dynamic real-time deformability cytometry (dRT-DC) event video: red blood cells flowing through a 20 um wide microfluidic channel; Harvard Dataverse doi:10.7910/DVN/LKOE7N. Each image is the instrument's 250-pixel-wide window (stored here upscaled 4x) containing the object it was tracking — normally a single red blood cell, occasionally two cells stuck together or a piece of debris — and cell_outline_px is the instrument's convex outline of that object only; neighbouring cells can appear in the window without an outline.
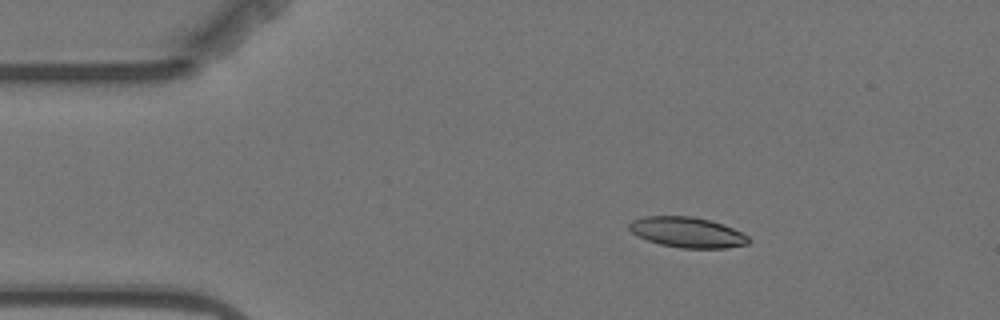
{"species": "Egyptian fruit bat (a non-hibernating species)", "species_latin": "Rousettus aegyptiacus", "temperature_condition": "warm", "stored_images_in_passage": 4, "camera_frame_rate_fps": 3000, "um_per_image_px": 0.085, "animal": {"sex": "female"}, "frame": {"image": 1, "passage_image": 2, "time_ms": 2.333, "image_size_px": [1000, 320], "cell_outline_px": [[752, 240], [748, 244], [728, 248], [680, 248], [660, 244], [636, 236], [628, 228], [628, 224], [632, 220], [644, 216], [692, 216], [712, 220], [724, 224], [748, 236]], "centroid_in_image_um": [58.42, 19.74], "position_along_channel_um": 26.6, "area_um2": 21.39}}
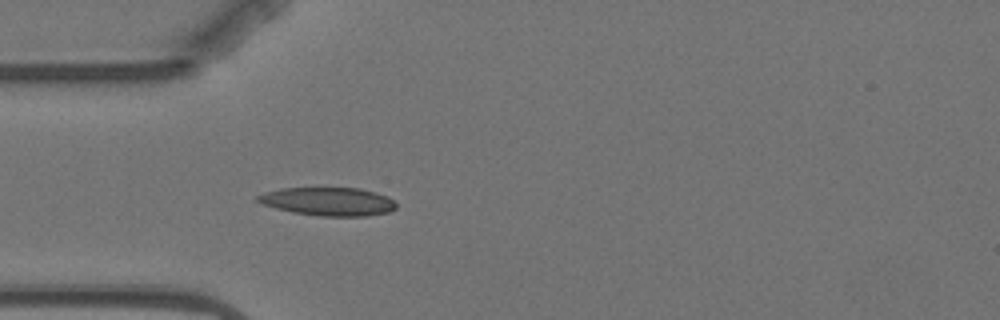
{"frame": {"image": 2, "passage_image": 4, "time_ms": 4.667, "image_size_px": [1000, 320], "cell_outline_px": [[396, 208], [388, 212], [368, 216], [320, 216], [292, 212], [260, 204], [256, 200], [256, 196], [264, 192], [280, 188], [360, 188], [376, 192], [388, 196], [396, 204]], "centroid_in_image_um": [27.88, 17.12], "position_along_channel_um": 57.1, "area_um2": 23.0}}